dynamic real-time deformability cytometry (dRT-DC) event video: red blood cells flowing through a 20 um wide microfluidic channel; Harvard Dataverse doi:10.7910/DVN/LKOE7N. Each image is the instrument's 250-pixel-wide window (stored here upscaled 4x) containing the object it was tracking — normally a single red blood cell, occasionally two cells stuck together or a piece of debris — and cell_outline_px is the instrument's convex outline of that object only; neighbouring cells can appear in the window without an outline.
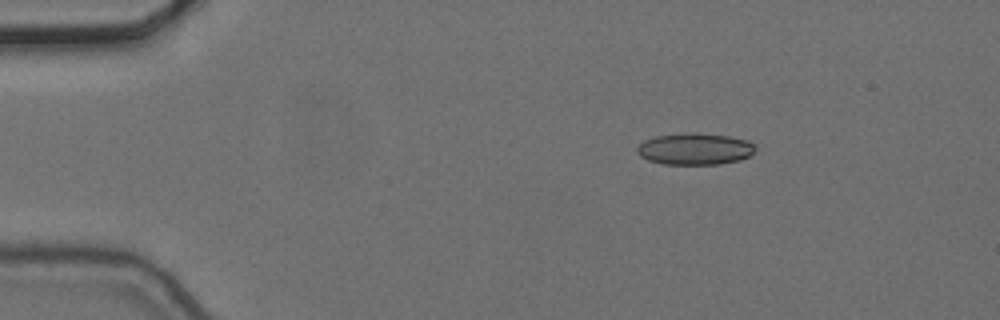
{"species": "common noctule bat (a hibernating species)", "species_latin": "Nyctalus noctula", "temperature_condition": "cold", "stored_images_in_passage": 3, "camera_frame_rate_fps": 3000, "um_per_image_px": 0.085, "animal": {"sex": "female", "body_mass_g": 24.6, "forearm_length_mm": 56.2}, "frame": {"image": 1, "passage_image": 1, "time_ms": 0.0, "image_size_px": [1000, 320], "cell_outline_px": [[756, 148], [748, 156], [740, 160], [720, 164], [664, 164], [648, 160], [640, 156], [636, 152], [636, 148], [644, 140], [656, 136], [728, 136], [748, 140], [756, 144]], "centroid_in_image_um": [59.08, 12.72], "position_along_channel_um": 25.9, "area_um2": 20.81}}
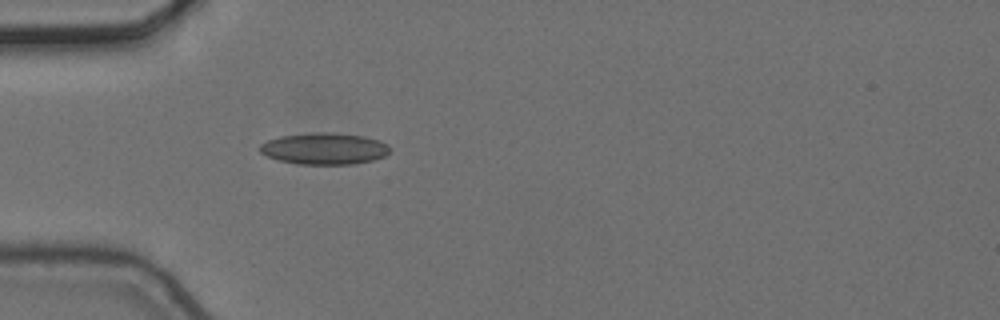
{"frame": {"image": 2, "passage_image": 3, "time_ms": 0.667, "image_size_px": [1000, 320], "cell_outline_px": [[392, 148], [384, 156], [372, 160], [352, 164], [296, 164], [280, 160], [268, 156], [260, 152], [260, 144], [268, 140], [280, 136], [312, 132], [332, 132], [364, 136], [380, 140], [388, 144]], "centroid_in_image_um": [27.59, 12.62], "position_along_channel_um": 57.4, "area_um2": 23.99}}